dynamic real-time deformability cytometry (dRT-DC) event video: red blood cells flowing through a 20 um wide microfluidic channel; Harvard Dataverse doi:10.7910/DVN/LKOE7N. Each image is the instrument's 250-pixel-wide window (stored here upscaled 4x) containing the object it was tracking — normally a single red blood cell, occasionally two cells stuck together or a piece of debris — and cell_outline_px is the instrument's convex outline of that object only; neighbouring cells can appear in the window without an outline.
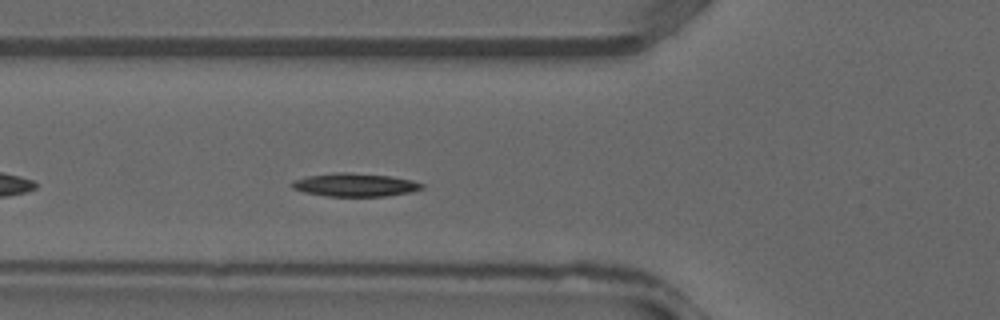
{"species": "common noctule bat (a hibernating species)", "species_latin": "Nyctalus noctula", "temperature_condition": "warm", "stored_images_in_passage": 21, "camera_frame_rate_fps": 3000, "um_per_image_px": 0.085, "animal": {"sex": "male", "forearm_length_mm": 52.5}, "frame": {"image": 1, "passage_image": 4, "time_ms": 1.0, "image_size_px": [1000, 320], "cell_outline_px": [[424, 188], [412, 192], [384, 196], [328, 196], [304, 192], [292, 188], [288, 184], [292, 180], [308, 176], [336, 172], [348, 172], [392, 176], [412, 180], [424, 184]], "centroid_in_image_um": [30.16, 15.71], "position_along_channel_um": 95.6, "area_um2": 17.74}}
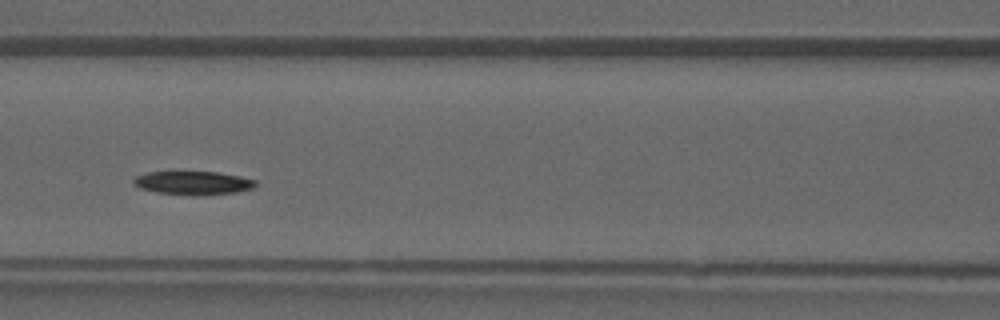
{"frame": {"image": 2, "passage_image": 7, "time_ms": 2.0, "image_size_px": [1000, 320], "cell_outline_px": [[256, 184], [252, 188], [236, 192], [196, 196], [192, 196], [156, 192], [140, 188], [132, 184], [132, 180], [136, 176], [148, 172], [216, 172], [240, 176], [256, 180]], "centroid_in_image_um": [16.38, 15.55], "position_along_channel_um": 150.2, "area_um2": 16.76}}